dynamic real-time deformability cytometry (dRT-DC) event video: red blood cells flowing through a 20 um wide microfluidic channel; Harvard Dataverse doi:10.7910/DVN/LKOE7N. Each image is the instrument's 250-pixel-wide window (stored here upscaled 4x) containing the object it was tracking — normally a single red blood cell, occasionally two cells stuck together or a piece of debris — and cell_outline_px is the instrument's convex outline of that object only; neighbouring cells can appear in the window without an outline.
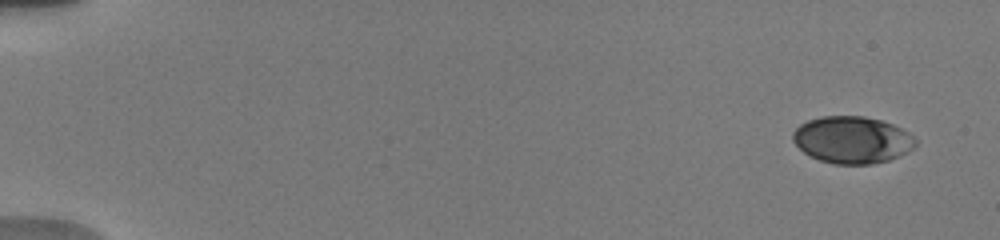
{"species": "human", "species_latin": "Homo sapiens", "temperature_condition": "warm", "stored_images_in_passage": 14, "camera_frame_rate_fps": 3000, "um_per_image_px": 0.085, "donor": {"sex": "male"}, "frame": {"image": 1, "passage_image": 1, "time_ms": 0.0, "image_size_px": [1000, 240], "cell_outline_px": [[916, 144], [912, 148], [888, 160], [872, 164], [832, 164], [808, 156], [792, 140], [792, 132], [800, 124], [808, 120], [820, 116], [864, 116], [880, 120], [892, 124], [908, 132], [916, 140]], "centroid_in_image_um": [72.38, 11.88], "position_along_channel_um": 12.6, "area_um2": 33.47}}
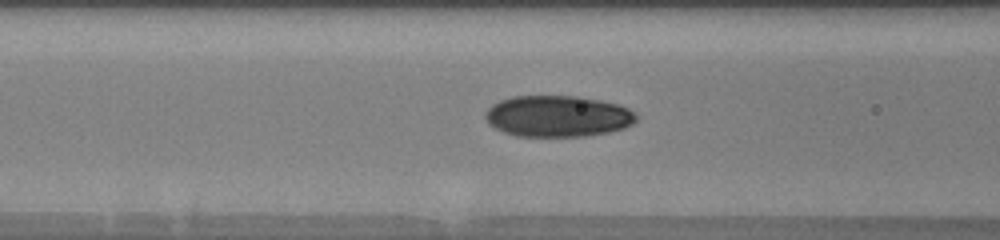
{"frame": {"image": 2, "passage_image": 13, "time_ms": 7.0, "image_size_px": [1000, 240], "cell_outline_px": [[636, 120], [632, 124], [624, 128], [608, 132], [584, 136], [516, 136], [504, 132], [488, 124], [484, 116], [484, 112], [492, 104], [500, 100], [512, 96], [576, 96], [600, 100], [616, 104], [628, 108], [636, 116]], "centroid_in_image_um": [47.36, 9.87], "position_along_channel_um": 119.2, "area_um2": 36.3}}
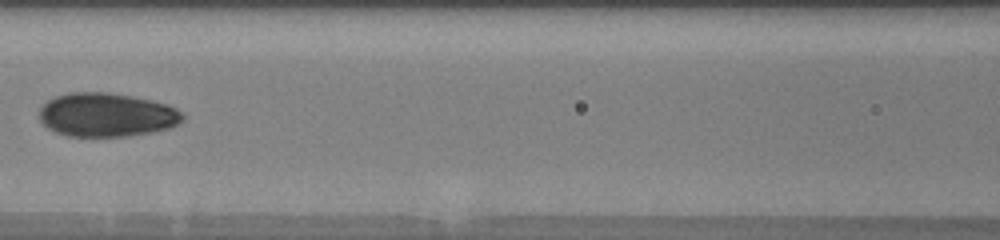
{"frame": {"image": 3, "passage_image": 14, "time_ms": 8.0, "image_size_px": [1000, 240], "cell_outline_px": [[184, 120], [180, 124], [168, 128], [152, 132], [128, 136], [68, 136], [56, 132], [48, 128], [40, 120], [40, 108], [48, 100], [56, 96], [68, 92], [108, 92], [132, 96], [152, 100], [168, 104], [176, 108], [184, 116]], "centroid_in_image_um": [9.09, 9.75], "position_along_channel_um": 157.5, "area_um2": 36.7}}